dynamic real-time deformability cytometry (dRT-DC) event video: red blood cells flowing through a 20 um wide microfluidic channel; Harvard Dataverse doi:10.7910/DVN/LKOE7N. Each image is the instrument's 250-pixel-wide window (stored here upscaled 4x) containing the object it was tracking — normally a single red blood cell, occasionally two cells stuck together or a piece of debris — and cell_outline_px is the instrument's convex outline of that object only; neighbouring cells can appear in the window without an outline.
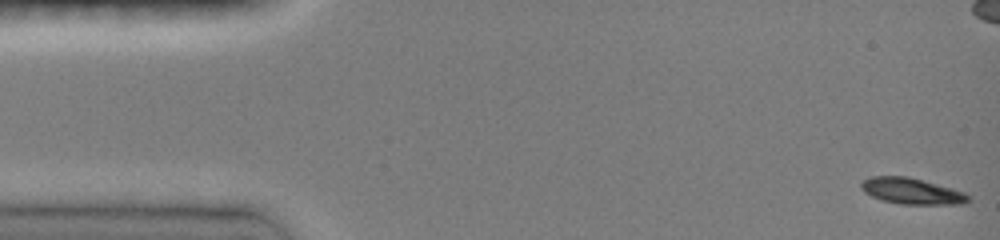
{"species": "common noctule bat (a hibernating species)", "species_latin": "Nyctalus noctula", "temperature_condition": "room temperature", "stored_images_in_passage": 12, "camera_frame_rate_fps": 3000, "um_per_image_px": 0.085, "animal": {"sex": "female", "body_mass_g": 19.0, "forearm_length_mm": 51.5}, "frame": {"image": 1, "passage_image": 1, "time_ms": 0.0, "image_size_px": [1000, 240], "cell_outline_px": [[972, 200], [960, 204], [900, 204], [880, 200], [864, 192], [860, 188], [860, 184], [864, 180], [872, 176], [908, 176], [952, 188], [964, 192]], "centroid_in_image_um": [77.47, 16.24], "position_along_channel_um": 7.5, "area_um2": 16.3}}